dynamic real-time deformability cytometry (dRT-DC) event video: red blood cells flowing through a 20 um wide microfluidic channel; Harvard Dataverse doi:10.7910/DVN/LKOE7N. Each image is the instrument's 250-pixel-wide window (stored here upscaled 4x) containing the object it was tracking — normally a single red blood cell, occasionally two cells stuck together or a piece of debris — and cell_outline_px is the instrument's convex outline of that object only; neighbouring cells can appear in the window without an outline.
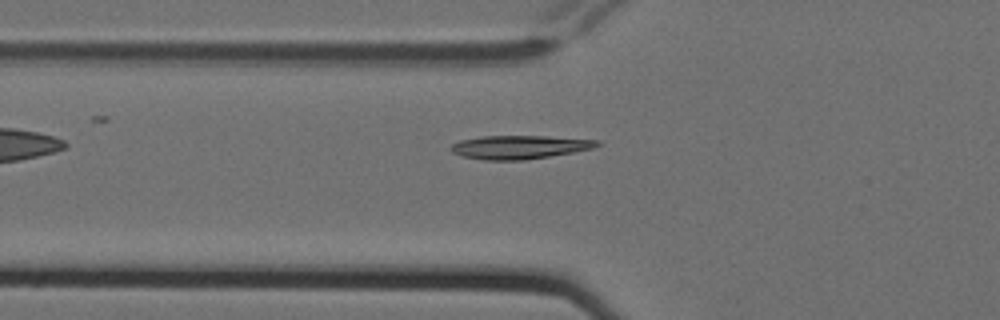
{"species": "Egyptian fruit bat (a non-hibernating species)", "species_latin": "Rousettus aegyptiacus", "temperature_condition": "cold", "stored_images_in_passage": 5, "camera_frame_rate_fps": 3000, "um_per_image_px": 0.085, "animal": {"sex": "female"}, "frame": {"image": 1, "passage_image": 2, "time_ms": 0.333, "image_size_px": [1000, 320], "cell_outline_px": [[600, 144], [592, 148], [572, 152], [524, 160], [484, 160], [460, 156], [452, 152], [448, 148], [452, 144], [460, 140], [484, 136], [548, 136], [600, 140]], "centroid_in_image_um": [44.1, 12.5], "position_along_channel_um": 81.7, "area_um2": 20.0}}
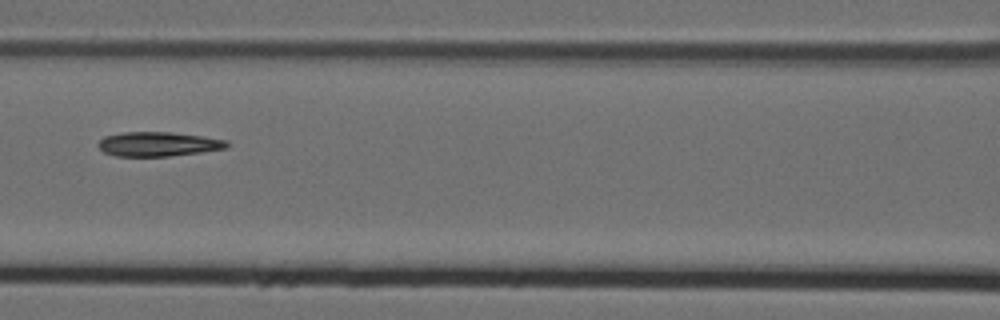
{"frame": {"image": 2, "passage_image": 4, "time_ms": 1.0, "image_size_px": [1000, 320], "cell_outline_px": [[228, 148], [200, 152], [168, 156], [116, 156], [104, 152], [96, 144], [104, 136], [124, 132], [172, 132], [228, 140]], "centroid_in_image_um": [13.43, 12.24], "position_along_channel_um": 153.2, "area_um2": 18.21}}
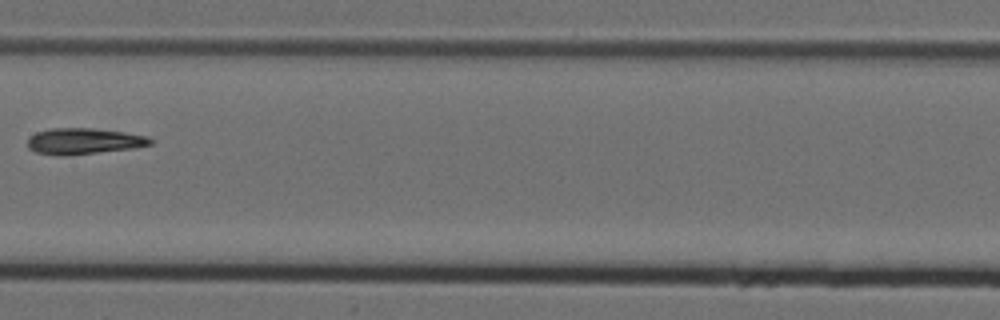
{"frame": {"image": 3, "passage_image": 5, "time_ms": 1.333, "image_size_px": [1000, 320], "cell_outline_px": [[152, 144], [136, 148], [68, 156], [60, 156], [36, 152], [28, 148], [28, 140], [36, 132], [52, 128], [92, 128], [124, 132], [148, 136], [152, 140]], "centroid_in_image_um": [7.14, 12.01], "position_along_channel_um": 200.3, "area_um2": 18.79}}